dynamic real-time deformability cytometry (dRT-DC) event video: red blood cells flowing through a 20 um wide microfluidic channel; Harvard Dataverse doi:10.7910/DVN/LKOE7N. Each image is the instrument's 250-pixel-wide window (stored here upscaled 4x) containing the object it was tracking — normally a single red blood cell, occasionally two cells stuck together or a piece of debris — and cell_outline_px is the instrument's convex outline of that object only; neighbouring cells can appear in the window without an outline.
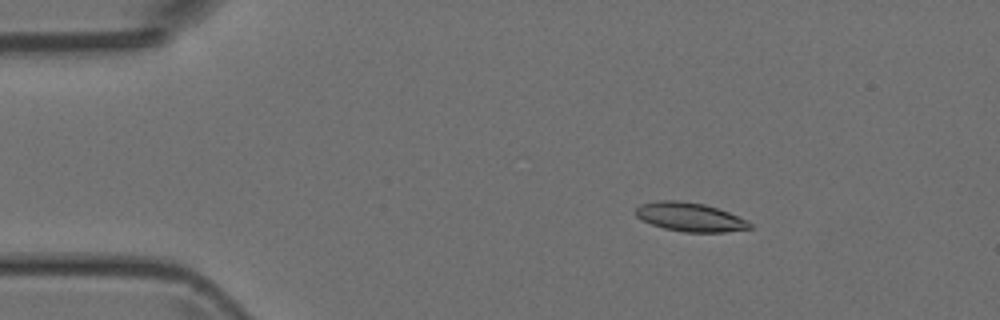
{"species": "Egyptian fruit bat (a non-hibernating species)", "species_latin": "Rousettus aegyptiacus", "temperature_condition": "room temperature", "stored_images_in_passage": 45, "camera_frame_rate_fps": 3000, "um_per_image_px": 0.085, "animal": {"sex": "female"}, "frame": {"image": 1, "passage_image": 2, "time_ms": 0.333, "image_size_px": [1000, 320], "cell_outline_px": [[752, 228], [724, 232], [684, 232], [664, 228], [652, 224], [636, 216], [636, 208], [640, 204], [656, 200], [680, 200], [704, 204], [728, 212], [748, 220], [752, 224]], "centroid_in_image_um": [58.65, 18.44], "position_along_channel_um": 26.3, "area_um2": 19.13}}
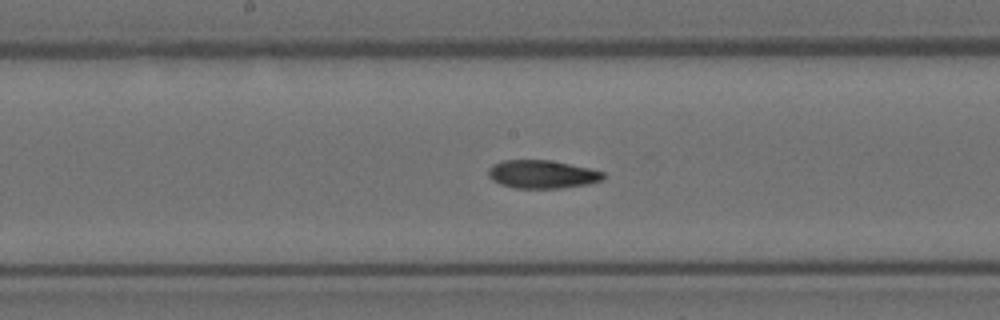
{"frame": {"image": 2, "passage_image": 20, "time_ms": 6.333, "image_size_px": [1000, 320], "cell_outline_px": [[604, 180], [588, 184], [560, 188], [516, 188], [500, 184], [492, 180], [488, 176], [488, 168], [492, 164], [504, 160], [548, 160], [588, 168], [604, 172]], "centroid_in_image_um": [46.06, 14.82], "position_along_channel_um": 202.1, "area_um2": 18.84}}
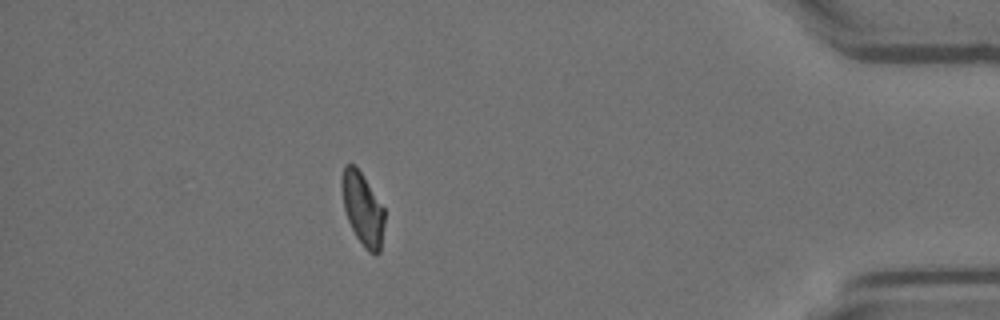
{"frame": {"image": 3, "passage_image": 39, "time_ms": 12.667, "image_size_px": [1000, 320], "cell_outline_px": [[384, 224], [380, 252], [376, 256], [368, 252], [364, 248], [356, 236], [348, 220], [344, 208], [340, 188], [340, 180], [344, 164], [352, 164], [360, 172], [384, 208]], "centroid_in_image_um": [30.8, 17.78], "position_along_channel_um": 404.4, "area_um2": 18.09}}